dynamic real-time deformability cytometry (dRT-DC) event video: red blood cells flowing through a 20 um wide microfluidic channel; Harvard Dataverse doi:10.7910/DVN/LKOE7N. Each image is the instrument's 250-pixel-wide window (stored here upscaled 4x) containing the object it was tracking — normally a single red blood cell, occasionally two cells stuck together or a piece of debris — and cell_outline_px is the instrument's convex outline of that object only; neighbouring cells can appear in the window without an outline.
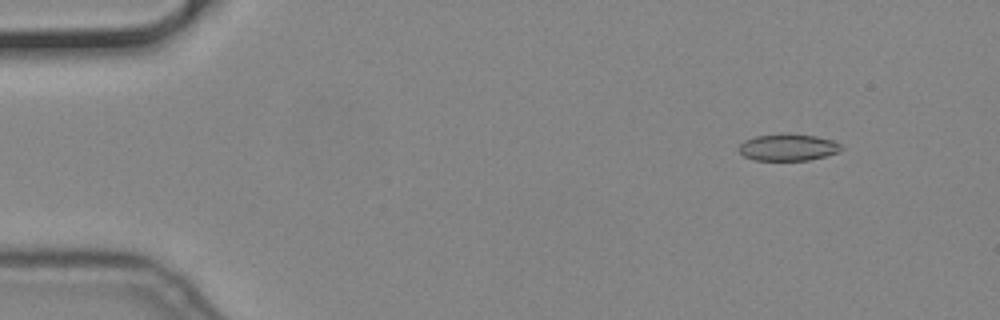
{"species": "common noctule bat (a hibernating species)", "species_latin": "Nyctalus noctula", "temperature_condition": "cold", "stored_images_in_passage": 55, "camera_frame_rate_fps": 3000, "um_per_image_px": 0.085, "animal": {"sex": "male", "body_mass_g": 19.2, "forearm_length_mm": 51.8}, "frame": {"image": 1, "passage_image": 4, "time_ms": 1.0, "image_size_px": [1000, 320], "cell_outline_px": [[844, 148], [840, 152], [808, 160], [752, 160], [744, 156], [740, 152], [740, 144], [744, 140], [756, 136], [780, 132], [788, 132], [816, 136], [832, 140], [840, 144]], "centroid_in_image_um": [66.99, 12.5], "position_along_channel_um": 18.0, "area_um2": 16.3}}
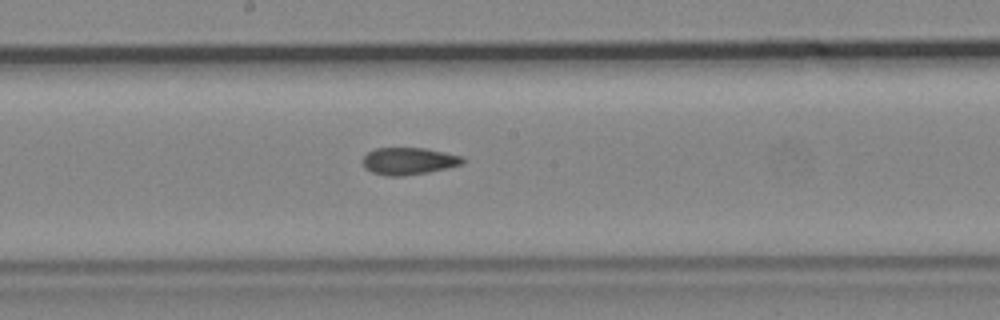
{"frame": {"image": 2, "passage_image": 28, "time_ms": 9.0, "image_size_px": [1000, 320], "cell_outline_px": [[468, 160], [464, 164], [448, 168], [428, 172], [404, 176], [388, 176], [372, 172], [364, 168], [364, 156], [368, 152], [376, 148], [424, 148], [464, 156]], "centroid_in_image_um": [34.81, 13.69], "position_along_channel_um": 213.4, "area_um2": 15.95}}
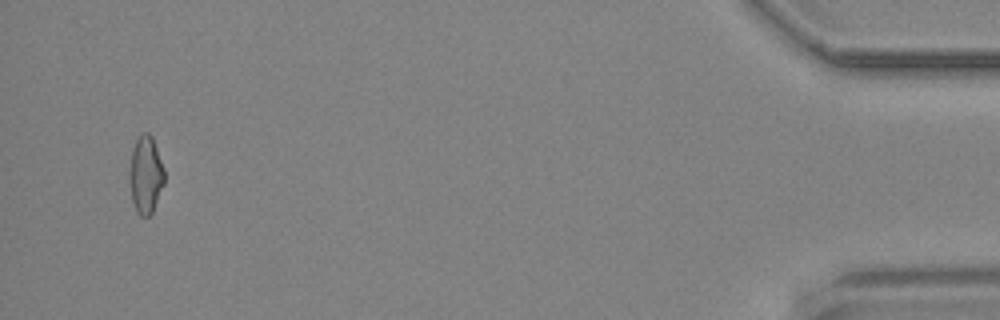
{"frame": {"image": 3, "passage_image": 52, "time_ms": 17.0, "image_size_px": [1000, 320], "cell_outline_px": [[164, 184], [152, 212], [148, 216], [140, 216], [136, 212], [132, 200], [128, 180], [128, 172], [132, 148], [136, 140], [144, 132], [148, 132], [152, 136], [164, 168]], "centroid_in_image_um": [12.36, 14.86], "position_along_channel_um": 422.8, "area_um2": 15.95}}